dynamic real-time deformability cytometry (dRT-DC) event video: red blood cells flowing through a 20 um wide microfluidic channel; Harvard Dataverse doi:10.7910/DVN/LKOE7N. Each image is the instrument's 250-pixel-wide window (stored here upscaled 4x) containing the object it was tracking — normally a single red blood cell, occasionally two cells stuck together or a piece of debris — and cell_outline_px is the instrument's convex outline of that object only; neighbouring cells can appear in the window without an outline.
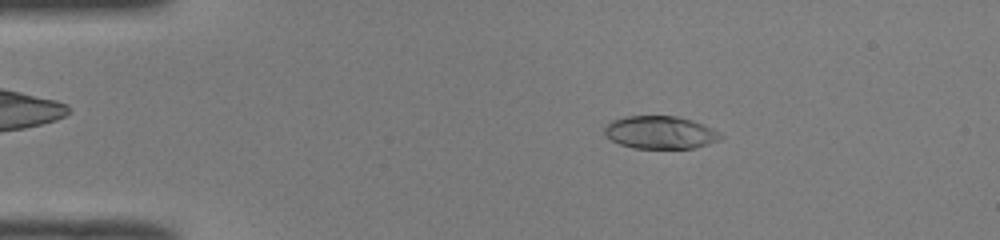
{"species": "common noctule bat (a hibernating species)", "species_latin": "Nyctalus noctula", "temperature_condition": "room temperature", "stored_images_in_passage": 50, "camera_frame_rate_fps": 3000, "um_per_image_px": 0.085, "animal": {"sex": "male", "body_mass_g": 19.0, "forearm_length_mm": 50.8}, "frame": {"image": 1, "passage_image": 9, "time_ms": 2.667, "image_size_px": [1000, 240], "cell_outline_px": [[724, 136], [720, 140], [696, 148], [632, 148], [620, 144], [604, 136], [604, 128], [612, 120], [624, 116], [676, 116], [692, 120], [704, 124], [720, 132]], "centroid_in_image_um": [56.13, 11.26], "position_along_channel_um": 28.9, "area_um2": 22.37}}
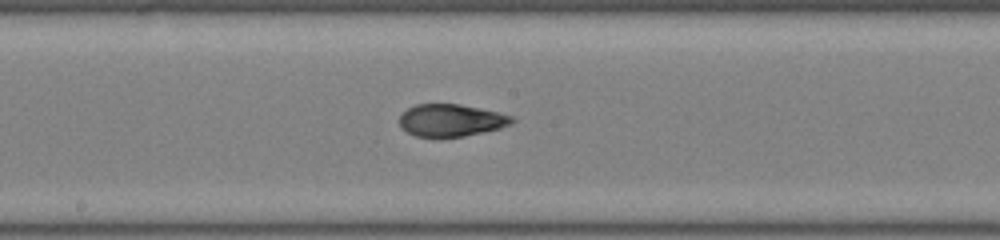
{"frame": {"image": 2, "passage_image": 27, "time_ms": 8.667, "image_size_px": [1000, 240], "cell_outline_px": [[516, 120], [512, 124], [500, 128], [464, 136], [432, 140], [416, 136], [400, 128], [400, 116], [408, 108], [416, 104], [460, 104], [496, 112], [512, 116]], "centroid_in_image_um": [38.3, 10.26], "position_along_channel_um": 209.9, "area_um2": 21.56}}
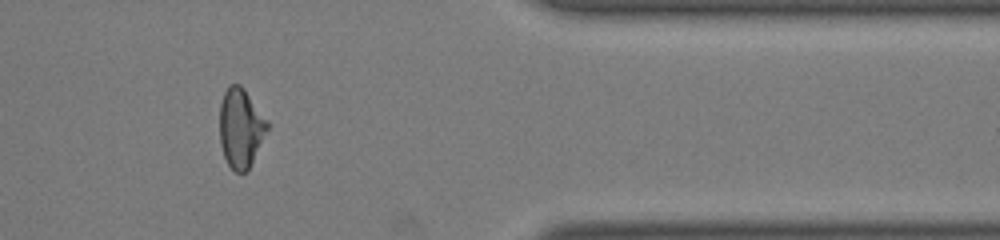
{"frame": {"image": 3, "passage_image": 42, "time_ms": 13.667, "image_size_px": [1000, 240], "cell_outline_px": [[268, 128], [248, 168], [244, 172], [236, 172], [228, 164], [224, 156], [220, 144], [220, 104], [224, 92], [228, 84], [240, 84], [244, 88], [268, 124]], "centroid_in_image_um": [20.41, 10.85], "position_along_channel_um": 391.0, "area_um2": 21.39}, "authors_computed_cell_mechanics": {"area_um2": 22.3686, "velocity_mm_per_s": 4.0204, "shape_relaxation_time_tau1_ms": 6.8835, "shape_relaxation_time_tau2_ms": 1.378, "deformation_change_tau1": 0.2472, "deformation_change_tau2": 0.0435}}